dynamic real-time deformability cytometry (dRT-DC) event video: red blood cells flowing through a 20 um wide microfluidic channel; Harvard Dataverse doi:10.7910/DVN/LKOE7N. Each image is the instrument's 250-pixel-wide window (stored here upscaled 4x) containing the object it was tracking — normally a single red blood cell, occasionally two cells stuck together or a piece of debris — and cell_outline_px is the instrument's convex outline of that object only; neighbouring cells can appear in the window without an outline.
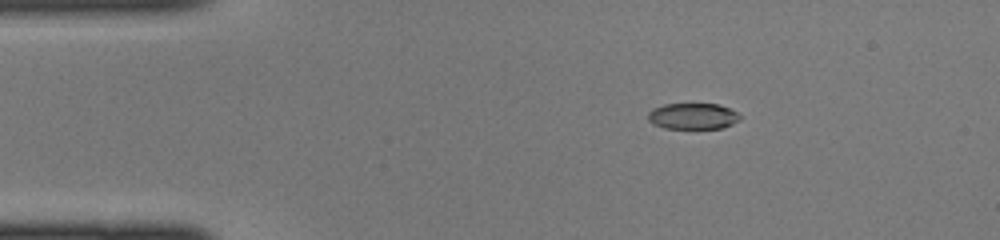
{"species": "common noctule bat (a hibernating species)", "species_latin": "Nyctalus noctula", "temperature_condition": "cold", "stored_images_in_passage": 38, "camera_frame_rate_fps": 3000, "um_per_image_px": 0.085, "animal": {"sex": "female", "body_mass_g": 22.0, "forearm_length_mm": 56.7}, "frame": {"image": 1, "passage_image": 1, "time_ms": 0.0, "image_size_px": [1000, 240], "cell_outline_px": [[740, 120], [732, 124], [720, 128], [664, 128], [652, 124], [648, 120], [648, 112], [652, 108], [664, 104], [720, 104], [736, 112], [740, 116]], "centroid_in_image_um": [58.86, 9.87], "position_along_channel_um": 26.1, "area_um2": 13.99}}
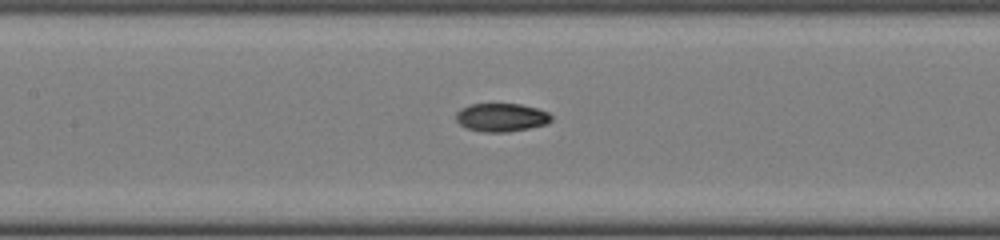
{"frame": {"image": 2, "passage_image": 14, "time_ms": 4.333, "image_size_px": [1000, 240], "cell_outline_px": [[552, 120], [548, 124], [508, 132], [484, 132], [468, 128], [460, 124], [456, 120], [456, 112], [460, 108], [472, 104], [520, 104], [536, 108], [548, 112], [552, 116]], "centroid_in_image_um": [42.63, 9.98], "position_along_channel_um": 164.8, "area_um2": 15.72}}
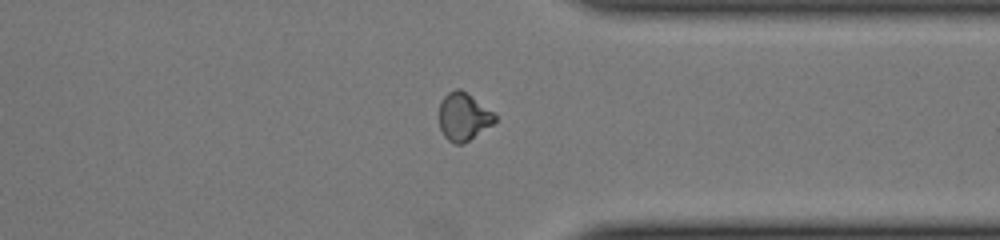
{"frame": {"image": 3, "passage_image": 28, "time_ms": 9.0, "image_size_px": [1000, 240], "cell_outline_px": [[496, 120], [492, 124], [464, 144], [456, 144], [448, 140], [444, 136], [440, 128], [440, 100], [448, 92], [456, 88], [460, 88], [492, 112], [496, 116]], "centroid_in_image_um": [39.37, 9.93], "position_along_channel_um": 372.0, "area_um2": 15.26}}